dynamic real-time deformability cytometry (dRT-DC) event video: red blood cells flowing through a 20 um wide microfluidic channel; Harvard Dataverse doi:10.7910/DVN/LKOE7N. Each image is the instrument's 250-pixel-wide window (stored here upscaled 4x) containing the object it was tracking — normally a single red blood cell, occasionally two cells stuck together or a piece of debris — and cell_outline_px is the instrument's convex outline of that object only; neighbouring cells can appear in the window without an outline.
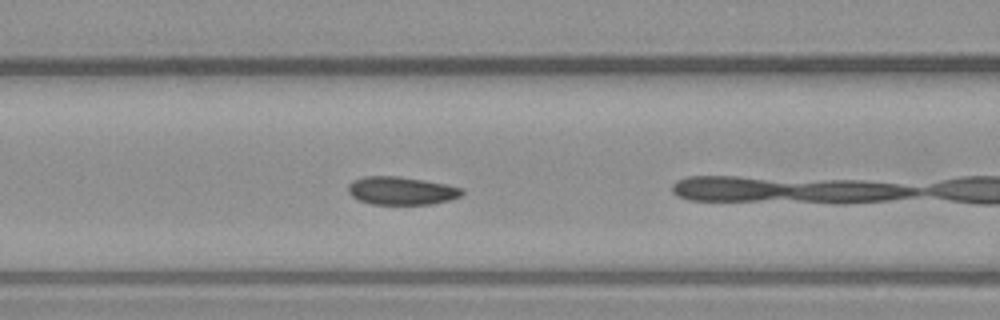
{"species": "common noctule bat (a hibernating species)", "species_latin": "Nyctalus noctula", "temperature_condition": "warm", "stored_images_in_passage": 19, "camera_frame_rate_fps": 3000, "um_per_image_px": 0.085, "animal": {"sex": "male", "body_mass_g": 23.1, "forearm_length_mm": 52.7}, "frame": {"image": 1, "passage_image": 6, "time_ms": 1.667, "image_size_px": [1000, 320], "cell_outline_px": [[464, 192], [460, 196], [448, 200], [432, 204], [372, 204], [360, 200], [352, 196], [348, 192], [348, 184], [352, 180], [364, 176], [400, 176], [424, 180], [464, 188]], "centroid_in_image_um": [34.1, 16.2], "position_along_channel_um": 132.5, "area_um2": 18.61}}
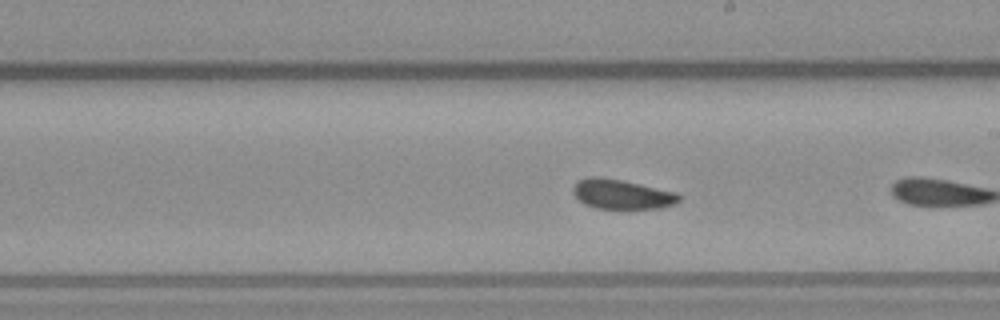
{"frame": {"image": 2, "passage_image": 14, "time_ms": 4.333, "image_size_px": [1000, 320], "cell_outline_px": [[680, 200], [676, 204], [660, 208], [596, 208], [584, 204], [572, 192], [572, 188], [580, 180], [588, 176], [600, 176], [620, 180], [676, 192], [680, 196]], "centroid_in_image_um": [52.85, 16.51], "position_along_channel_um": 236.2, "area_um2": 18.09}}